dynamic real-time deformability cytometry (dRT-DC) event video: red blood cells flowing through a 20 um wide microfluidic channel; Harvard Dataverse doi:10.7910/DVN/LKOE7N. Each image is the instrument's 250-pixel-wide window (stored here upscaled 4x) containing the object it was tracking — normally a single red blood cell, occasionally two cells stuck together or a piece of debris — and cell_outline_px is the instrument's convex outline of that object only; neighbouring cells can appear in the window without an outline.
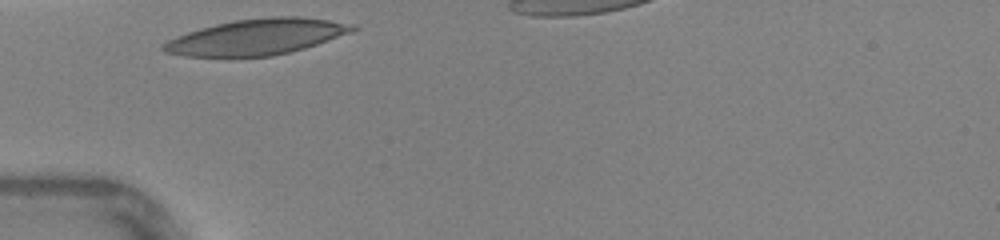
{"species": "human", "species_latin": "Homo sapiens", "temperature_condition": "warm", "stored_images_in_passage": 23, "camera_frame_rate_fps": 3000, "um_per_image_px": 0.085, "donor": {"sex": "female"}, "frame": {"image": 1, "passage_image": 1, "time_ms": 0.0, "image_size_px": [1000, 240], "cell_outline_px": [[360, 28], [352, 32], [304, 48], [272, 56], [228, 60], [184, 56], [164, 52], [160, 48], [160, 44], [176, 36], [200, 28], [216, 24], [236, 20], [272, 16], [300, 16], [356, 24]], "centroid_in_image_um": [21.75, 3.18], "position_along_channel_um": 63.3, "area_um2": 40.63}, "authors_computed_cell_mechanics": {"area_um2": 37.3388, "velocity_mm_per_s": 4.3656, "shape_relaxation_time_tau1_ms": 2.3058, "shape_relaxation_time_tau2_ms": 0.6043, "deformation_change_tau1": 0.1342, "deformation_change_tau2": 0.0579}}